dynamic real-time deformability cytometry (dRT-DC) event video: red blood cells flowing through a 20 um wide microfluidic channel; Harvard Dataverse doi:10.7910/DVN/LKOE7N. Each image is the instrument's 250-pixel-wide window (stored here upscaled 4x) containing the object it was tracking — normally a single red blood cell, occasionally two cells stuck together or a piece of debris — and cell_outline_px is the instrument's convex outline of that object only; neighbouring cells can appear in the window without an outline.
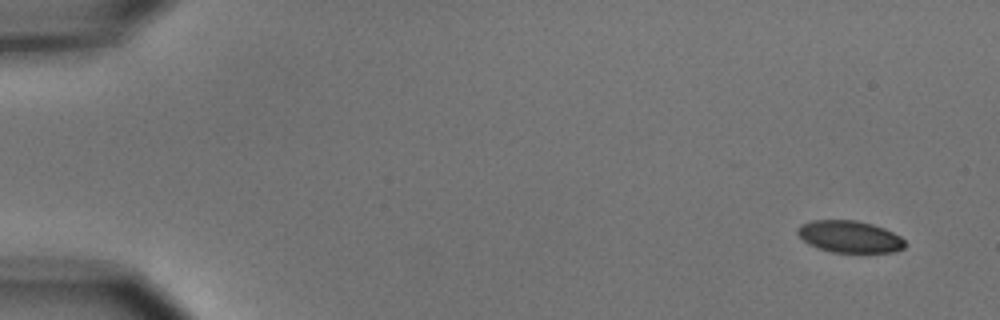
{"species": "common noctule bat (a hibernating species)", "species_latin": "Nyctalus noctula", "temperature_condition": "cold", "stored_images_in_passage": 5, "camera_frame_rate_fps": 3000, "um_per_image_px": 0.085, "animal": {"sex": "male", "body_mass_g": 15.6}, "frame": {"image": 1, "passage_image": 1, "time_ms": 0.0, "image_size_px": [1000, 320], "cell_outline_px": [[904, 248], [892, 252], [832, 252], [808, 244], [796, 232], [796, 228], [800, 224], [812, 220], [856, 220], [872, 224], [884, 228], [900, 236], [904, 240]], "centroid_in_image_um": [72.19, 20.1], "position_along_channel_um": 12.8, "area_um2": 19.88}}
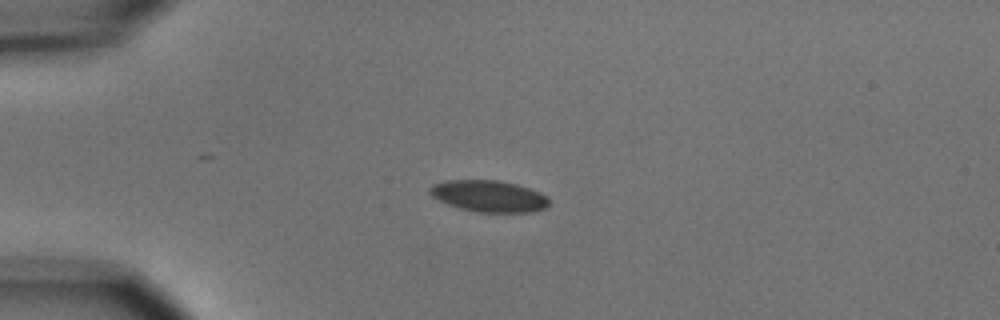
{"frame": {"image": 2, "passage_image": 4, "time_ms": 3.667, "image_size_px": [1000, 320], "cell_outline_px": [[548, 204], [544, 208], [532, 212], [476, 212], [460, 208], [448, 204], [432, 196], [428, 192], [428, 188], [432, 184], [444, 180], [496, 180], [516, 184], [540, 192], [548, 196]], "centroid_in_image_um": [41.52, 16.66], "position_along_channel_um": 43.5, "area_um2": 21.91}}